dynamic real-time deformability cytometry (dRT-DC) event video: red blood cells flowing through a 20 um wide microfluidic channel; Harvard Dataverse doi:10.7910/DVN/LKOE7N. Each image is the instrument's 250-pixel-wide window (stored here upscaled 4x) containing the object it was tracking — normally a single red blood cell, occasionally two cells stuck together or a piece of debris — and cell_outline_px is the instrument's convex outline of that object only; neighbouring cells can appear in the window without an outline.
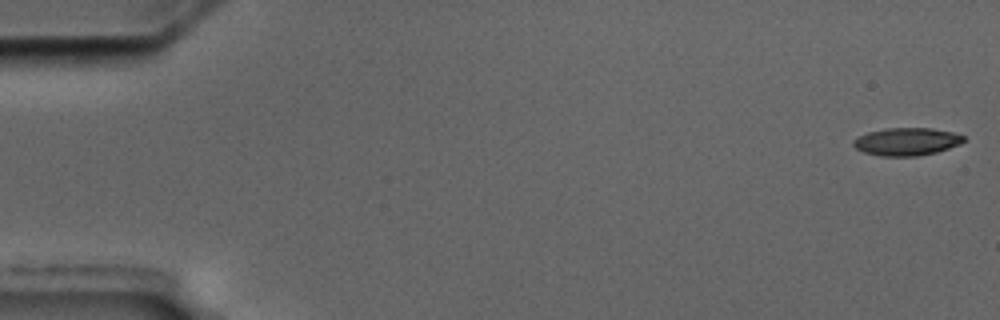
{"species": "common noctule bat (a hibernating species)", "species_latin": "Nyctalus noctula", "temperature_condition": "cold", "stored_images_in_passage": 42, "camera_frame_rate_fps": 3000, "um_per_image_px": 0.085, "animal": {"sex": "male", "body_mass_g": 17.5, "forearm_length_mm": 52.3}, "frame": {"image": 1, "passage_image": 1, "time_ms": 0.0, "image_size_px": [1000, 320], "cell_outline_px": [[964, 140], [960, 144], [936, 152], [916, 156], [880, 156], [864, 152], [856, 148], [852, 144], [852, 140], [868, 132], [884, 128], [932, 128], [952, 132], [964, 136]], "centroid_in_image_um": [77.04, 12.03], "position_along_channel_um": 8.0, "area_um2": 17.74}}
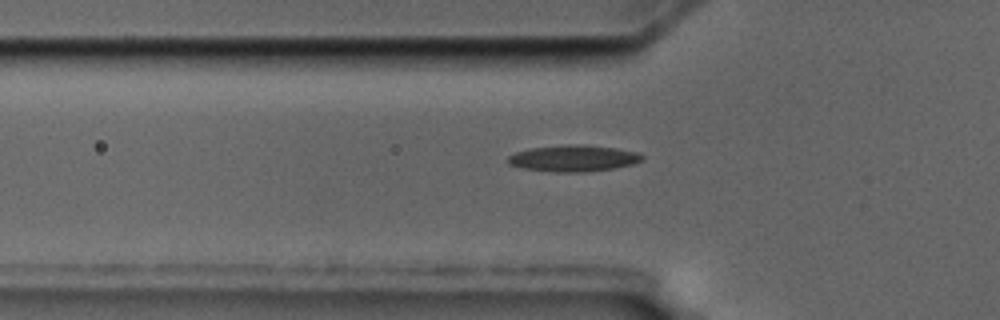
{"frame": {"image": 2, "passage_image": 19, "time_ms": 6.0, "image_size_px": [1000, 320], "cell_outline_px": [[644, 160], [632, 164], [612, 168], [584, 172], [556, 172], [524, 168], [508, 164], [504, 160], [508, 156], [516, 152], [532, 148], [568, 144], [584, 144], [616, 148], [640, 152], [644, 156]], "centroid_in_image_um": [48.75, 13.44], "position_along_channel_um": 77.0, "area_um2": 20.75}}
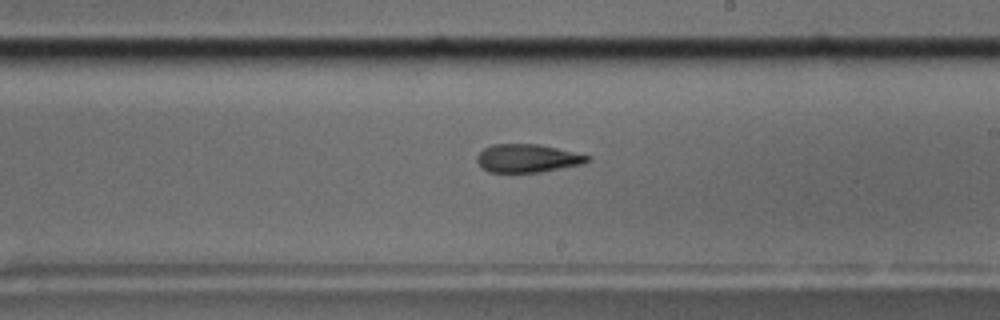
{"frame": {"image": 3, "passage_image": 33, "time_ms": 10.667, "image_size_px": [1000, 320], "cell_outline_px": [[592, 156], [584, 164], [544, 172], [488, 172], [480, 168], [476, 160], [476, 156], [484, 148], [492, 144], [536, 144], [556, 148]], "centroid_in_image_um": [44.81, 13.46], "position_along_channel_um": 244.2, "area_um2": 18.32}}